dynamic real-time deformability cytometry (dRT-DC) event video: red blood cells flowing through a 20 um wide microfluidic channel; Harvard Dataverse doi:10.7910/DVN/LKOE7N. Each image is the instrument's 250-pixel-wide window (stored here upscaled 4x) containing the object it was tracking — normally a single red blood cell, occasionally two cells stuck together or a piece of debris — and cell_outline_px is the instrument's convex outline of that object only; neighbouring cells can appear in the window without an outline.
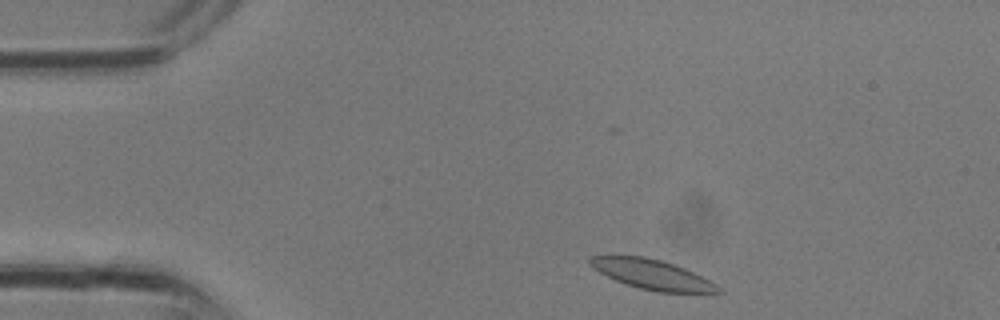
{"species": "common noctule bat (a hibernating species)", "species_latin": "Nyctalus noctula", "temperature_condition": "room temperature", "stored_images_in_passage": 26, "camera_frame_rate_fps": 3000, "um_per_image_px": 0.085, "animal": {"sex": "male", "body_mass_g": 13.3}, "frame": {"image": 1, "passage_image": 1, "time_ms": 0.0, "image_size_px": [1000, 320], "cell_outline_px": [[724, 292], [656, 292], [640, 288], [616, 280], [592, 268], [588, 264], [588, 256], [644, 256], [660, 260], [684, 268], [716, 284]], "centroid_in_image_um": [55.38, 23.32], "position_along_channel_um": 29.6, "area_um2": 21.79}}
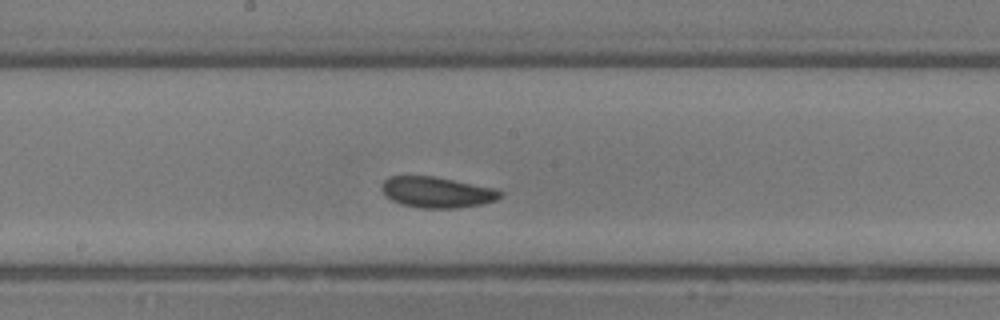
{"frame": {"image": 2, "passage_image": 12, "time_ms": 3.667, "image_size_px": [1000, 320], "cell_outline_px": [[504, 192], [496, 200], [484, 204], [456, 208], [420, 208], [400, 204], [384, 196], [380, 188], [380, 184], [388, 176], [432, 176], [496, 188]], "centroid_in_image_um": [37.11, 16.34], "position_along_channel_um": 211.1, "area_um2": 21.56}}
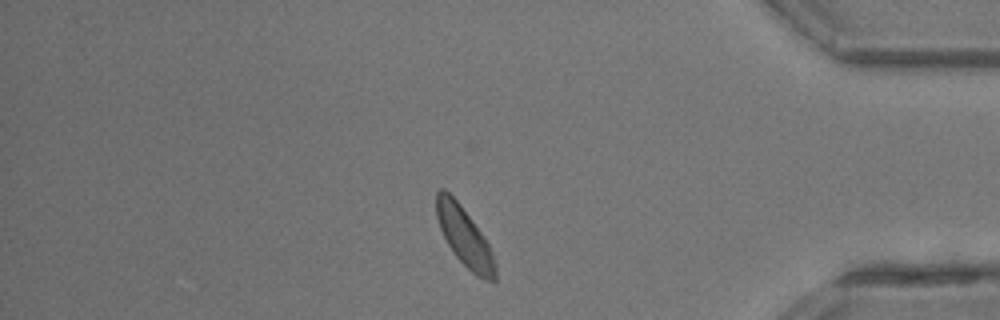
{"frame": {"image": 3, "passage_image": 22, "time_ms": 7.0, "image_size_px": [1000, 320], "cell_outline_px": [[496, 280], [484, 280], [476, 276], [452, 252], [440, 228], [436, 216], [436, 192], [440, 188], [444, 188], [456, 200], [472, 220], [488, 244], [492, 252], [496, 264]], "centroid_in_image_um": [39.48, 20.14], "position_along_channel_um": 395.7, "area_um2": 19.88}}